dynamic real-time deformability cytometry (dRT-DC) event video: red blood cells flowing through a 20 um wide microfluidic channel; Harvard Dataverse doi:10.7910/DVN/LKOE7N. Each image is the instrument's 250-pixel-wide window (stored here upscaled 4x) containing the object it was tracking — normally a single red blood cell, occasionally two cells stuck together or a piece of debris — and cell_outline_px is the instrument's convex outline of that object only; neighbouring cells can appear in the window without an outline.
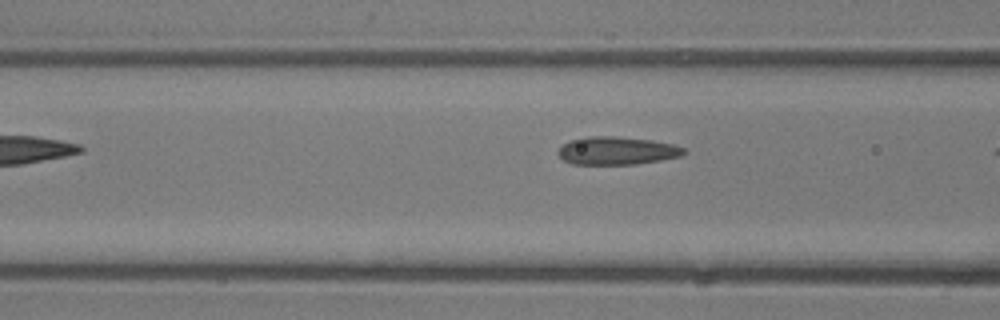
{"species": "common noctule bat (a hibernating species)", "species_latin": "Nyctalus noctula", "temperature_condition": "room temperature", "stored_images_in_passage": 4, "segment_of_instrument_passage": [2, 2], "camera_frame_rate_fps": 3000, "um_per_image_px": 0.085, "animal": {"sex": "male", "body_mass_g": 13.3}, "frame": {"image": 1, "passage_image": 4, "time_ms": 1.0, "image_size_px": [1000, 320], "cell_outline_px": [[688, 152], [680, 156], [660, 160], [636, 164], [572, 164], [564, 160], [556, 152], [568, 140], [584, 136], [616, 136], [652, 140], [672, 144], [684, 148]], "centroid_in_image_um": [52.42, 12.8], "position_along_channel_um": 114.2, "area_um2": 20.58}}